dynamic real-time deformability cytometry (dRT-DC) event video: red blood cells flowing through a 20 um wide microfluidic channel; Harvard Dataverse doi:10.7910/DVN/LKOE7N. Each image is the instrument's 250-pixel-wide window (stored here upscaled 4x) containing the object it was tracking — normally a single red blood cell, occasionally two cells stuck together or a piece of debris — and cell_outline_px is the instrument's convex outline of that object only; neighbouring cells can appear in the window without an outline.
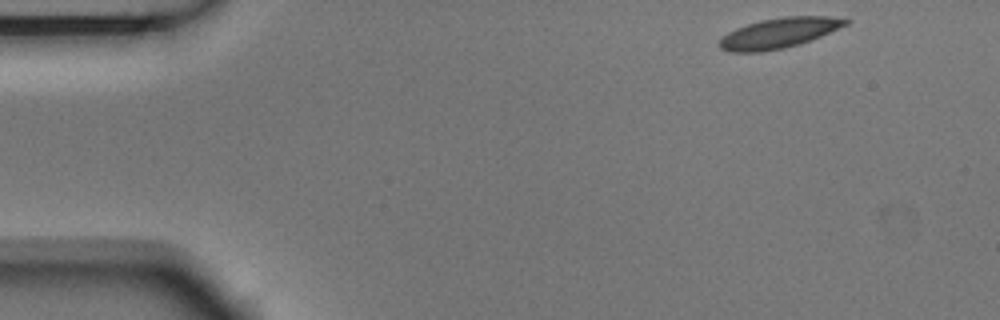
{"species": "Egyptian fruit bat (a non-hibernating species)", "species_latin": "Rousettus aegyptiacus", "temperature_condition": "room temperature", "stored_images_in_passage": 5, "segment_of_instrument_passage": [2, 2], "camera_frame_rate_fps": 3000, "um_per_image_px": 0.085, "animal": {"sex": "male"}, "frame": {"image": 1, "passage_image": 5, "time_ms": 1.333, "image_size_px": [1000, 320], "cell_outline_px": [[852, 20], [848, 24], [820, 36], [784, 48], [760, 52], [728, 52], [720, 48], [716, 44], [728, 32], [736, 28], [760, 20], [784, 16], [828, 16]], "centroid_in_image_um": [66.17, 2.8], "position_along_channel_um": 18.8, "area_um2": 22.02}}